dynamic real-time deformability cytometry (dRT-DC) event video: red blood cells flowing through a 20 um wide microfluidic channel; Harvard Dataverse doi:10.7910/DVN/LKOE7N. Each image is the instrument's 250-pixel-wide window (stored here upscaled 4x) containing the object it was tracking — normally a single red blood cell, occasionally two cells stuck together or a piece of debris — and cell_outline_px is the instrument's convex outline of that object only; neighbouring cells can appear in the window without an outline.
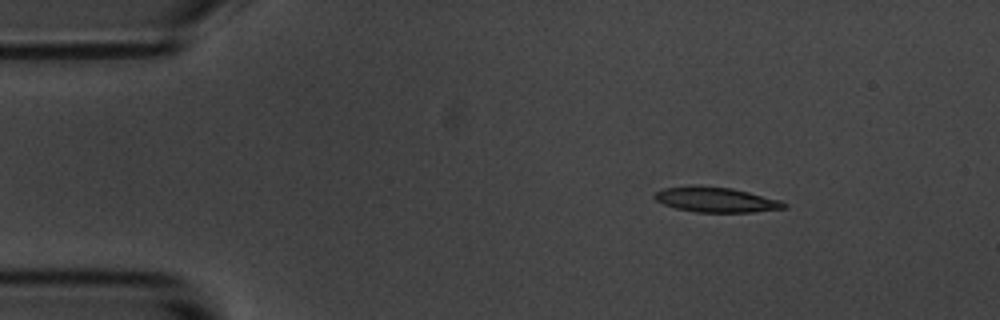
{"species": "common noctule bat (a hibernating species)", "species_latin": "Nyctalus noctula", "temperature_condition": "room temperature", "stored_images_in_passage": 3, "camera_frame_rate_fps": 3000, "um_per_image_px": 0.085, "animal": {"sex": "male", "body_mass_g": 20.1, "forearm_length_mm": 53.5}, "frame": {"image": 1, "passage_image": 1, "time_ms": 0.0, "image_size_px": [1000, 320], "cell_outline_px": [[788, 208], [752, 212], [696, 212], [676, 208], [664, 204], [656, 200], [652, 196], [656, 192], [664, 188], [688, 184], [692, 184], [732, 188], [780, 200], [788, 204]], "centroid_in_image_um": [60.84, 16.96], "position_along_channel_um": 24.2, "area_um2": 19.13}}